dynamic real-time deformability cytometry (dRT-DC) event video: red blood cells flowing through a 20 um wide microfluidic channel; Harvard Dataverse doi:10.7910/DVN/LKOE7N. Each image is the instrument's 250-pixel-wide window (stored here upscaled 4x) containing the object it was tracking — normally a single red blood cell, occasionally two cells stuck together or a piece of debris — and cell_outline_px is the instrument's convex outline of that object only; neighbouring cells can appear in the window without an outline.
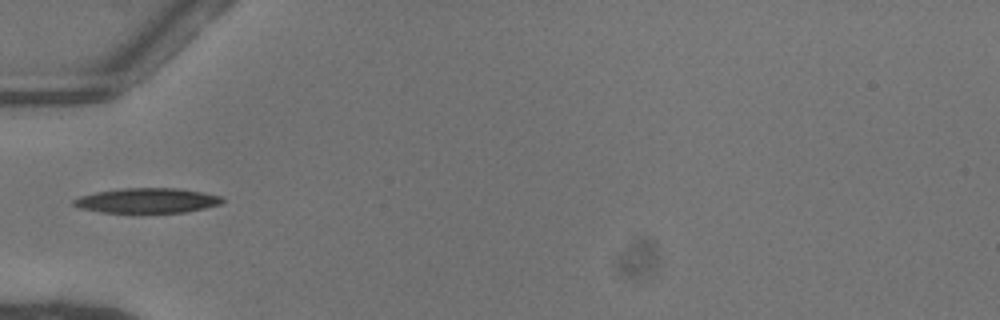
{"species": "common noctule bat (a hibernating species)", "species_latin": "Nyctalus noctula", "temperature_condition": "warm", "stored_images_in_passage": 29, "camera_frame_rate_fps": 3000, "um_per_image_px": 0.085, "animal": {"sex": "female"}, "frame": {"image": 1, "passage_image": 1, "time_ms": 0.0, "image_size_px": [1000, 320], "cell_outline_px": [[224, 200], [220, 204], [204, 208], [184, 212], [100, 212], [80, 208], [72, 204], [72, 200], [80, 196], [96, 192], [124, 188], [176, 188], [224, 196]], "centroid_in_image_um": [12.5, 17.04], "position_along_channel_um": 72.5, "area_um2": 21.39}}
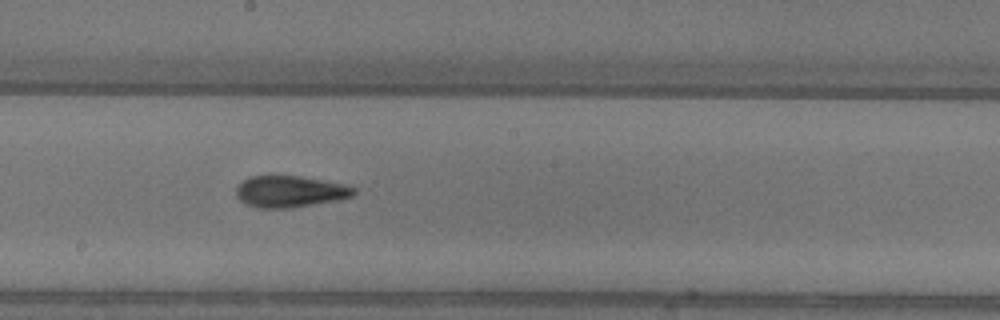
{"frame": {"image": 2, "passage_image": 12, "time_ms": 3.667, "image_size_px": [1000, 320], "cell_outline_px": [[356, 192], [352, 196], [336, 200], [288, 208], [256, 208], [240, 200], [236, 196], [236, 188], [248, 176], [300, 176], [344, 184], [356, 188]], "centroid_in_image_um": [24.63, 16.27], "position_along_channel_um": 223.6, "area_um2": 21.39}}
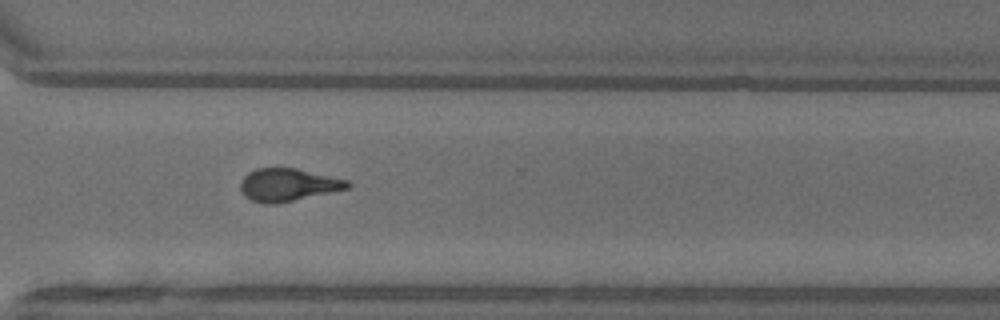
{"frame": {"image": 3, "passage_image": 21, "time_ms": 6.667, "image_size_px": [1000, 320], "cell_outline_px": [[352, 184], [348, 188], [276, 204], [264, 204], [252, 200], [244, 196], [240, 188], [240, 180], [248, 172], [256, 168], [296, 168], [348, 180]], "centroid_in_image_um": [24.44, 15.7], "position_along_channel_um": 346.2, "area_um2": 20.35}, "authors_computed_cell_mechanics": {"area_um2": 21.097, "velocity_mm_per_s": 4.098, "shape_relaxation_time_tau1_ms": 4.4496, "shape_relaxation_time_tau2_ms": 1.9408, "deformation_change_tau1": 0.1987, "deformation_change_tau2": 0.1045}}